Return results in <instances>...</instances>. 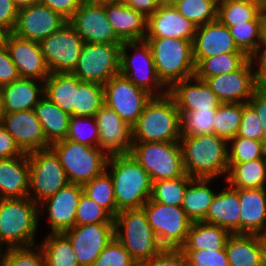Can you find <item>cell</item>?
I'll return each mask as SVG.
<instances>
[{
	"label": "cell",
	"mask_w": 266,
	"mask_h": 266,
	"mask_svg": "<svg viewBox=\"0 0 266 266\" xmlns=\"http://www.w3.org/2000/svg\"><path fill=\"white\" fill-rule=\"evenodd\" d=\"M185 173L191 178L215 179L227 176L228 141L215 134L182 136Z\"/></svg>",
	"instance_id": "6da1fadb"
},
{
	"label": "cell",
	"mask_w": 266,
	"mask_h": 266,
	"mask_svg": "<svg viewBox=\"0 0 266 266\" xmlns=\"http://www.w3.org/2000/svg\"><path fill=\"white\" fill-rule=\"evenodd\" d=\"M106 171L112 177L118 211L142 208L150 199L152 182L148 172L130 153L110 155Z\"/></svg>",
	"instance_id": "7a4b0ae2"
},
{
	"label": "cell",
	"mask_w": 266,
	"mask_h": 266,
	"mask_svg": "<svg viewBox=\"0 0 266 266\" xmlns=\"http://www.w3.org/2000/svg\"><path fill=\"white\" fill-rule=\"evenodd\" d=\"M181 114L169 95L152 97L132 126L133 142H180Z\"/></svg>",
	"instance_id": "3957f363"
},
{
	"label": "cell",
	"mask_w": 266,
	"mask_h": 266,
	"mask_svg": "<svg viewBox=\"0 0 266 266\" xmlns=\"http://www.w3.org/2000/svg\"><path fill=\"white\" fill-rule=\"evenodd\" d=\"M38 219L39 205L30 197L0 199V249L38 245Z\"/></svg>",
	"instance_id": "277c9868"
},
{
	"label": "cell",
	"mask_w": 266,
	"mask_h": 266,
	"mask_svg": "<svg viewBox=\"0 0 266 266\" xmlns=\"http://www.w3.org/2000/svg\"><path fill=\"white\" fill-rule=\"evenodd\" d=\"M149 44L156 72L169 89L176 82L195 76L193 40L145 37Z\"/></svg>",
	"instance_id": "5b68a950"
},
{
	"label": "cell",
	"mask_w": 266,
	"mask_h": 266,
	"mask_svg": "<svg viewBox=\"0 0 266 266\" xmlns=\"http://www.w3.org/2000/svg\"><path fill=\"white\" fill-rule=\"evenodd\" d=\"M114 237L137 264L149 261L164 249L143 208L119 211L114 217Z\"/></svg>",
	"instance_id": "8992f818"
},
{
	"label": "cell",
	"mask_w": 266,
	"mask_h": 266,
	"mask_svg": "<svg viewBox=\"0 0 266 266\" xmlns=\"http://www.w3.org/2000/svg\"><path fill=\"white\" fill-rule=\"evenodd\" d=\"M50 148L58 156L69 183L83 186L106 171L110 155L104 149L68 139L54 142Z\"/></svg>",
	"instance_id": "52a82bcc"
},
{
	"label": "cell",
	"mask_w": 266,
	"mask_h": 266,
	"mask_svg": "<svg viewBox=\"0 0 266 266\" xmlns=\"http://www.w3.org/2000/svg\"><path fill=\"white\" fill-rule=\"evenodd\" d=\"M130 154L148 172L151 182L185 174L180 142H133Z\"/></svg>",
	"instance_id": "ba28073f"
},
{
	"label": "cell",
	"mask_w": 266,
	"mask_h": 266,
	"mask_svg": "<svg viewBox=\"0 0 266 266\" xmlns=\"http://www.w3.org/2000/svg\"><path fill=\"white\" fill-rule=\"evenodd\" d=\"M127 49H133L134 53L129 55ZM119 73L152 97L168 94V88L158 78L152 51L146 40L125 41L121 44Z\"/></svg>",
	"instance_id": "9c48e42d"
},
{
	"label": "cell",
	"mask_w": 266,
	"mask_h": 266,
	"mask_svg": "<svg viewBox=\"0 0 266 266\" xmlns=\"http://www.w3.org/2000/svg\"><path fill=\"white\" fill-rule=\"evenodd\" d=\"M29 157V197L39 205L69 184L60 160L51 148L35 150Z\"/></svg>",
	"instance_id": "30bf717a"
},
{
	"label": "cell",
	"mask_w": 266,
	"mask_h": 266,
	"mask_svg": "<svg viewBox=\"0 0 266 266\" xmlns=\"http://www.w3.org/2000/svg\"><path fill=\"white\" fill-rule=\"evenodd\" d=\"M142 208L160 245L164 249H180L192 224L184 209L181 206L167 205L151 199Z\"/></svg>",
	"instance_id": "8fae6325"
},
{
	"label": "cell",
	"mask_w": 266,
	"mask_h": 266,
	"mask_svg": "<svg viewBox=\"0 0 266 266\" xmlns=\"http://www.w3.org/2000/svg\"><path fill=\"white\" fill-rule=\"evenodd\" d=\"M120 49L121 44L84 43L71 73L81 81L104 85L120 72Z\"/></svg>",
	"instance_id": "7c38bea8"
},
{
	"label": "cell",
	"mask_w": 266,
	"mask_h": 266,
	"mask_svg": "<svg viewBox=\"0 0 266 266\" xmlns=\"http://www.w3.org/2000/svg\"><path fill=\"white\" fill-rule=\"evenodd\" d=\"M39 44L50 73H71L77 65L84 41L68 21Z\"/></svg>",
	"instance_id": "4fadbf2b"
},
{
	"label": "cell",
	"mask_w": 266,
	"mask_h": 266,
	"mask_svg": "<svg viewBox=\"0 0 266 266\" xmlns=\"http://www.w3.org/2000/svg\"><path fill=\"white\" fill-rule=\"evenodd\" d=\"M104 104L113 109L131 127L137 122L152 96L120 73L104 85Z\"/></svg>",
	"instance_id": "5bb4252c"
},
{
	"label": "cell",
	"mask_w": 266,
	"mask_h": 266,
	"mask_svg": "<svg viewBox=\"0 0 266 266\" xmlns=\"http://www.w3.org/2000/svg\"><path fill=\"white\" fill-rule=\"evenodd\" d=\"M70 240L80 266H91L114 237V223L75 225L63 232Z\"/></svg>",
	"instance_id": "9a60e30c"
},
{
	"label": "cell",
	"mask_w": 266,
	"mask_h": 266,
	"mask_svg": "<svg viewBox=\"0 0 266 266\" xmlns=\"http://www.w3.org/2000/svg\"><path fill=\"white\" fill-rule=\"evenodd\" d=\"M84 43L122 44L116 36L105 11V5L82 1L69 20Z\"/></svg>",
	"instance_id": "2e32d148"
},
{
	"label": "cell",
	"mask_w": 266,
	"mask_h": 266,
	"mask_svg": "<svg viewBox=\"0 0 266 266\" xmlns=\"http://www.w3.org/2000/svg\"><path fill=\"white\" fill-rule=\"evenodd\" d=\"M68 22L61 14L37 2L18 11L16 36L40 43Z\"/></svg>",
	"instance_id": "e0dca14e"
},
{
	"label": "cell",
	"mask_w": 266,
	"mask_h": 266,
	"mask_svg": "<svg viewBox=\"0 0 266 266\" xmlns=\"http://www.w3.org/2000/svg\"><path fill=\"white\" fill-rule=\"evenodd\" d=\"M205 82L222 103H247L256 90L254 63L249 58L236 71L207 78Z\"/></svg>",
	"instance_id": "ac0fdd59"
},
{
	"label": "cell",
	"mask_w": 266,
	"mask_h": 266,
	"mask_svg": "<svg viewBox=\"0 0 266 266\" xmlns=\"http://www.w3.org/2000/svg\"><path fill=\"white\" fill-rule=\"evenodd\" d=\"M0 123L24 153L50 148L34 110L4 113Z\"/></svg>",
	"instance_id": "d6986e66"
},
{
	"label": "cell",
	"mask_w": 266,
	"mask_h": 266,
	"mask_svg": "<svg viewBox=\"0 0 266 266\" xmlns=\"http://www.w3.org/2000/svg\"><path fill=\"white\" fill-rule=\"evenodd\" d=\"M82 193L81 185L69 183L39 204V215L47 206L51 233H63L75 226L76 210Z\"/></svg>",
	"instance_id": "ffe728a7"
},
{
	"label": "cell",
	"mask_w": 266,
	"mask_h": 266,
	"mask_svg": "<svg viewBox=\"0 0 266 266\" xmlns=\"http://www.w3.org/2000/svg\"><path fill=\"white\" fill-rule=\"evenodd\" d=\"M94 117L99 129L98 147L109 155L130 153L133 144L132 127L105 104Z\"/></svg>",
	"instance_id": "44dd1931"
},
{
	"label": "cell",
	"mask_w": 266,
	"mask_h": 266,
	"mask_svg": "<svg viewBox=\"0 0 266 266\" xmlns=\"http://www.w3.org/2000/svg\"><path fill=\"white\" fill-rule=\"evenodd\" d=\"M5 47L21 78L45 81L50 75L38 42L20 38L11 32Z\"/></svg>",
	"instance_id": "7402d4cb"
},
{
	"label": "cell",
	"mask_w": 266,
	"mask_h": 266,
	"mask_svg": "<svg viewBox=\"0 0 266 266\" xmlns=\"http://www.w3.org/2000/svg\"><path fill=\"white\" fill-rule=\"evenodd\" d=\"M241 51L227 26L218 19L196 27L193 39V57L197 66L203 59L223 53Z\"/></svg>",
	"instance_id": "603a6c76"
},
{
	"label": "cell",
	"mask_w": 266,
	"mask_h": 266,
	"mask_svg": "<svg viewBox=\"0 0 266 266\" xmlns=\"http://www.w3.org/2000/svg\"><path fill=\"white\" fill-rule=\"evenodd\" d=\"M168 94L179 111L217 109L222 104L208 84L196 76L176 82L168 89Z\"/></svg>",
	"instance_id": "cb8c5ba5"
},
{
	"label": "cell",
	"mask_w": 266,
	"mask_h": 266,
	"mask_svg": "<svg viewBox=\"0 0 266 266\" xmlns=\"http://www.w3.org/2000/svg\"><path fill=\"white\" fill-rule=\"evenodd\" d=\"M196 26L173 5H160L147 18L146 37L180 38L193 40Z\"/></svg>",
	"instance_id": "d4e9b609"
},
{
	"label": "cell",
	"mask_w": 266,
	"mask_h": 266,
	"mask_svg": "<svg viewBox=\"0 0 266 266\" xmlns=\"http://www.w3.org/2000/svg\"><path fill=\"white\" fill-rule=\"evenodd\" d=\"M28 153L0 159V199L29 197Z\"/></svg>",
	"instance_id": "484cf974"
},
{
	"label": "cell",
	"mask_w": 266,
	"mask_h": 266,
	"mask_svg": "<svg viewBox=\"0 0 266 266\" xmlns=\"http://www.w3.org/2000/svg\"><path fill=\"white\" fill-rule=\"evenodd\" d=\"M228 188V189H227ZM239 189L231 186L217 192L202 222L217 225L230 234H240Z\"/></svg>",
	"instance_id": "4316f807"
},
{
	"label": "cell",
	"mask_w": 266,
	"mask_h": 266,
	"mask_svg": "<svg viewBox=\"0 0 266 266\" xmlns=\"http://www.w3.org/2000/svg\"><path fill=\"white\" fill-rule=\"evenodd\" d=\"M240 234L265 235L266 188L239 189Z\"/></svg>",
	"instance_id": "83f0119b"
},
{
	"label": "cell",
	"mask_w": 266,
	"mask_h": 266,
	"mask_svg": "<svg viewBox=\"0 0 266 266\" xmlns=\"http://www.w3.org/2000/svg\"><path fill=\"white\" fill-rule=\"evenodd\" d=\"M106 16L116 36L122 41L145 40L147 34V18L123 1L105 5Z\"/></svg>",
	"instance_id": "f1b7e54d"
},
{
	"label": "cell",
	"mask_w": 266,
	"mask_h": 266,
	"mask_svg": "<svg viewBox=\"0 0 266 266\" xmlns=\"http://www.w3.org/2000/svg\"><path fill=\"white\" fill-rule=\"evenodd\" d=\"M1 88L4 113L33 110L44 97V81L42 80L20 78Z\"/></svg>",
	"instance_id": "f546056e"
},
{
	"label": "cell",
	"mask_w": 266,
	"mask_h": 266,
	"mask_svg": "<svg viewBox=\"0 0 266 266\" xmlns=\"http://www.w3.org/2000/svg\"><path fill=\"white\" fill-rule=\"evenodd\" d=\"M229 266H263L262 236L230 234L225 243Z\"/></svg>",
	"instance_id": "4dcf8cb0"
},
{
	"label": "cell",
	"mask_w": 266,
	"mask_h": 266,
	"mask_svg": "<svg viewBox=\"0 0 266 266\" xmlns=\"http://www.w3.org/2000/svg\"><path fill=\"white\" fill-rule=\"evenodd\" d=\"M33 110L42 125L46 141L50 145L66 139L71 117L69 113L63 111L45 96L37 103Z\"/></svg>",
	"instance_id": "1f68e13d"
},
{
	"label": "cell",
	"mask_w": 266,
	"mask_h": 266,
	"mask_svg": "<svg viewBox=\"0 0 266 266\" xmlns=\"http://www.w3.org/2000/svg\"><path fill=\"white\" fill-rule=\"evenodd\" d=\"M82 82L70 72L50 73L44 81V96L72 116L75 89Z\"/></svg>",
	"instance_id": "d6a6232c"
},
{
	"label": "cell",
	"mask_w": 266,
	"mask_h": 266,
	"mask_svg": "<svg viewBox=\"0 0 266 266\" xmlns=\"http://www.w3.org/2000/svg\"><path fill=\"white\" fill-rule=\"evenodd\" d=\"M212 180L214 179L193 178L186 188L181 207L192 222H201L206 217L216 194L209 187Z\"/></svg>",
	"instance_id": "836d02e7"
},
{
	"label": "cell",
	"mask_w": 266,
	"mask_h": 266,
	"mask_svg": "<svg viewBox=\"0 0 266 266\" xmlns=\"http://www.w3.org/2000/svg\"><path fill=\"white\" fill-rule=\"evenodd\" d=\"M230 233L217 225L205 222H192L185 243L180 250H216L225 247Z\"/></svg>",
	"instance_id": "e575fe53"
},
{
	"label": "cell",
	"mask_w": 266,
	"mask_h": 266,
	"mask_svg": "<svg viewBox=\"0 0 266 266\" xmlns=\"http://www.w3.org/2000/svg\"><path fill=\"white\" fill-rule=\"evenodd\" d=\"M225 181L238 189L266 188V159H255L240 164H228Z\"/></svg>",
	"instance_id": "d590c367"
},
{
	"label": "cell",
	"mask_w": 266,
	"mask_h": 266,
	"mask_svg": "<svg viewBox=\"0 0 266 266\" xmlns=\"http://www.w3.org/2000/svg\"><path fill=\"white\" fill-rule=\"evenodd\" d=\"M265 7L262 0H219L217 19L229 28L253 20Z\"/></svg>",
	"instance_id": "8d00e7d4"
},
{
	"label": "cell",
	"mask_w": 266,
	"mask_h": 266,
	"mask_svg": "<svg viewBox=\"0 0 266 266\" xmlns=\"http://www.w3.org/2000/svg\"><path fill=\"white\" fill-rule=\"evenodd\" d=\"M41 245L46 266H80L69 238L64 233H49Z\"/></svg>",
	"instance_id": "74e56055"
},
{
	"label": "cell",
	"mask_w": 266,
	"mask_h": 266,
	"mask_svg": "<svg viewBox=\"0 0 266 266\" xmlns=\"http://www.w3.org/2000/svg\"><path fill=\"white\" fill-rule=\"evenodd\" d=\"M249 57L244 52H230L203 59L195 70L198 79L206 80L239 69Z\"/></svg>",
	"instance_id": "f35d334b"
},
{
	"label": "cell",
	"mask_w": 266,
	"mask_h": 266,
	"mask_svg": "<svg viewBox=\"0 0 266 266\" xmlns=\"http://www.w3.org/2000/svg\"><path fill=\"white\" fill-rule=\"evenodd\" d=\"M104 105L103 85L95 82H82L75 89L72 116L90 117Z\"/></svg>",
	"instance_id": "ab89813d"
},
{
	"label": "cell",
	"mask_w": 266,
	"mask_h": 266,
	"mask_svg": "<svg viewBox=\"0 0 266 266\" xmlns=\"http://www.w3.org/2000/svg\"><path fill=\"white\" fill-rule=\"evenodd\" d=\"M263 16L264 9L253 20L229 27L237 47L249 58L258 54Z\"/></svg>",
	"instance_id": "60d3db41"
},
{
	"label": "cell",
	"mask_w": 266,
	"mask_h": 266,
	"mask_svg": "<svg viewBox=\"0 0 266 266\" xmlns=\"http://www.w3.org/2000/svg\"><path fill=\"white\" fill-rule=\"evenodd\" d=\"M246 103H222L213 119V134L229 141L238 133Z\"/></svg>",
	"instance_id": "b9f144b4"
},
{
	"label": "cell",
	"mask_w": 266,
	"mask_h": 266,
	"mask_svg": "<svg viewBox=\"0 0 266 266\" xmlns=\"http://www.w3.org/2000/svg\"><path fill=\"white\" fill-rule=\"evenodd\" d=\"M192 179L185 173L178 178L152 182L150 199L167 205L182 206L186 188Z\"/></svg>",
	"instance_id": "7bdbcfd3"
},
{
	"label": "cell",
	"mask_w": 266,
	"mask_h": 266,
	"mask_svg": "<svg viewBox=\"0 0 266 266\" xmlns=\"http://www.w3.org/2000/svg\"><path fill=\"white\" fill-rule=\"evenodd\" d=\"M83 193L106 209L113 217L119 212L116 207L112 177L105 171L83 186Z\"/></svg>",
	"instance_id": "ee69618b"
},
{
	"label": "cell",
	"mask_w": 266,
	"mask_h": 266,
	"mask_svg": "<svg viewBox=\"0 0 266 266\" xmlns=\"http://www.w3.org/2000/svg\"><path fill=\"white\" fill-rule=\"evenodd\" d=\"M219 0H179L173 6L196 27L217 20Z\"/></svg>",
	"instance_id": "f6af8a7d"
},
{
	"label": "cell",
	"mask_w": 266,
	"mask_h": 266,
	"mask_svg": "<svg viewBox=\"0 0 266 266\" xmlns=\"http://www.w3.org/2000/svg\"><path fill=\"white\" fill-rule=\"evenodd\" d=\"M228 164H240L266 159V142L235 136L228 141ZM230 149V150H229Z\"/></svg>",
	"instance_id": "bcb514c9"
},
{
	"label": "cell",
	"mask_w": 266,
	"mask_h": 266,
	"mask_svg": "<svg viewBox=\"0 0 266 266\" xmlns=\"http://www.w3.org/2000/svg\"><path fill=\"white\" fill-rule=\"evenodd\" d=\"M216 109L180 111L182 136L213 134Z\"/></svg>",
	"instance_id": "7dc6e473"
},
{
	"label": "cell",
	"mask_w": 266,
	"mask_h": 266,
	"mask_svg": "<svg viewBox=\"0 0 266 266\" xmlns=\"http://www.w3.org/2000/svg\"><path fill=\"white\" fill-rule=\"evenodd\" d=\"M66 139L87 146L98 147L99 129L95 117L71 116Z\"/></svg>",
	"instance_id": "c3c4849f"
},
{
	"label": "cell",
	"mask_w": 266,
	"mask_h": 266,
	"mask_svg": "<svg viewBox=\"0 0 266 266\" xmlns=\"http://www.w3.org/2000/svg\"><path fill=\"white\" fill-rule=\"evenodd\" d=\"M37 247V248H36ZM3 266H46L44 253L39 246L6 248Z\"/></svg>",
	"instance_id": "681fc988"
},
{
	"label": "cell",
	"mask_w": 266,
	"mask_h": 266,
	"mask_svg": "<svg viewBox=\"0 0 266 266\" xmlns=\"http://www.w3.org/2000/svg\"><path fill=\"white\" fill-rule=\"evenodd\" d=\"M114 223V217L103 207L82 193L76 210L75 225Z\"/></svg>",
	"instance_id": "f907efd6"
},
{
	"label": "cell",
	"mask_w": 266,
	"mask_h": 266,
	"mask_svg": "<svg viewBox=\"0 0 266 266\" xmlns=\"http://www.w3.org/2000/svg\"><path fill=\"white\" fill-rule=\"evenodd\" d=\"M91 266H137L129 252L113 237Z\"/></svg>",
	"instance_id": "816d5d0a"
},
{
	"label": "cell",
	"mask_w": 266,
	"mask_h": 266,
	"mask_svg": "<svg viewBox=\"0 0 266 266\" xmlns=\"http://www.w3.org/2000/svg\"><path fill=\"white\" fill-rule=\"evenodd\" d=\"M188 266H229L225 247L220 250H181Z\"/></svg>",
	"instance_id": "f5cc1de1"
},
{
	"label": "cell",
	"mask_w": 266,
	"mask_h": 266,
	"mask_svg": "<svg viewBox=\"0 0 266 266\" xmlns=\"http://www.w3.org/2000/svg\"><path fill=\"white\" fill-rule=\"evenodd\" d=\"M262 126L256 111L246 103L243 106V114L237 136L250 140L264 141Z\"/></svg>",
	"instance_id": "db71d44e"
},
{
	"label": "cell",
	"mask_w": 266,
	"mask_h": 266,
	"mask_svg": "<svg viewBox=\"0 0 266 266\" xmlns=\"http://www.w3.org/2000/svg\"><path fill=\"white\" fill-rule=\"evenodd\" d=\"M137 266H188L185 254L180 249H163L149 261Z\"/></svg>",
	"instance_id": "11a10c76"
},
{
	"label": "cell",
	"mask_w": 266,
	"mask_h": 266,
	"mask_svg": "<svg viewBox=\"0 0 266 266\" xmlns=\"http://www.w3.org/2000/svg\"><path fill=\"white\" fill-rule=\"evenodd\" d=\"M20 78L17 67L11 60L6 47L0 48V87Z\"/></svg>",
	"instance_id": "9f6ffc18"
},
{
	"label": "cell",
	"mask_w": 266,
	"mask_h": 266,
	"mask_svg": "<svg viewBox=\"0 0 266 266\" xmlns=\"http://www.w3.org/2000/svg\"><path fill=\"white\" fill-rule=\"evenodd\" d=\"M83 0H38L42 5L58 12L68 21L74 16Z\"/></svg>",
	"instance_id": "6f0895ef"
},
{
	"label": "cell",
	"mask_w": 266,
	"mask_h": 266,
	"mask_svg": "<svg viewBox=\"0 0 266 266\" xmlns=\"http://www.w3.org/2000/svg\"><path fill=\"white\" fill-rule=\"evenodd\" d=\"M18 11L13 0H0V25L10 33L16 26Z\"/></svg>",
	"instance_id": "680465c9"
},
{
	"label": "cell",
	"mask_w": 266,
	"mask_h": 266,
	"mask_svg": "<svg viewBox=\"0 0 266 266\" xmlns=\"http://www.w3.org/2000/svg\"><path fill=\"white\" fill-rule=\"evenodd\" d=\"M23 154L24 152L19 148L14 138L9 135L0 123V159L12 158Z\"/></svg>",
	"instance_id": "91938a15"
},
{
	"label": "cell",
	"mask_w": 266,
	"mask_h": 266,
	"mask_svg": "<svg viewBox=\"0 0 266 266\" xmlns=\"http://www.w3.org/2000/svg\"><path fill=\"white\" fill-rule=\"evenodd\" d=\"M247 103L256 111L263 125L264 142H266V93L255 90Z\"/></svg>",
	"instance_id": "94428289"
},
{
	"label": "cell",
	"mask_w": 266,
	"mask_h": 266,
	"mask_svg": "<svg viewBox=\"0 0 266 266\" xmlns=\"http://www.w3.org/2000/svg\"><path fill=\"white\" fill-rule=\"evenodd\" d=\"M255 66V89L266 93V54H255L251 57Z\"/></svg>",
	"instance_id": "6125c7cd"
},
{
	"label": "cell",
	"mask_w": 266,
	"mask_h": 266,
	"mask_svg": "<svg viewBox=\"0 0 266 266\" xmlns=\"http://www.w3.org/2000/svg\"><path fill=\"white\" fill-rule=\"evenodd\" d=\"M123 2L133 10L142 13L146 18L161 5L160 0H123Z\"/></svg>",
	"instance_id": "be15d7a7"
},
{
	"label": "cell",
	"mask_w": 266,
	"mask_h": 266,
	"mask_svg": "<svg viewBox=\"0 0 266 266\" xmlns=\"http://www.w3.org/2000/svg\"><path fill=\"white\" fill-rule=\"evenodd\" d=\"M258 54H266V7L264 8V16L261 26V42L259 45Z\"/></svg>",
	"instance_id": "e7e4bbea"
},
{
	"label": "cell",
	"mask_w": 266,
	"mask_h": 266,
	"mask_svg": "<svg viewBox=\"0 0 266 266\" xmlns=\"http://www.w3.org/2000/svg\"><path fill=\"white\" fill-rule=\"evenodd\" d=\"M37 2H38V0H13V3L18 10L27 8V7H29L32 4H35Z\"/></svg>",
	"instance_id": "03108f58"
},
{
	"label": "cell",
	"mask_w": 266,
	"mask_h": 266,
	"mask_svg": "<svg viewBox=\"0 0 266 266\" xmlns=\"http://www.w3.org/2000/svg\"><path fill=\"white\" fill-rule=\"evenodd\" d=\"M10 32L3 26L0 25V48L6 46L7 38Z\"/></svg>",
	"instance_id": "003e7915"
},
{
	"label": "cell",
	"mask_w": 266,
	"mask_h": 266,
	"mask_svg": "<svg viewBox=\"0 0 266 266\" xmlns=\"http://www.w3.org/2000/svg\"><path fill=\"white\" fill-rule=\"evenodd\" d=\"M89 3L96 4V5H110V4H117L122 2L123 0H85Z\"/></svg>",
	"instance_id": "a7ac6f4b"
},
{
	"label": "cell",
	"mask_w": 266,
	"mask_h": 266,
	"mask_svg": "<svg viewBox=\"0 0 266 266\" xmlns=\"http://www.w3.org/2000/svg\"><path fill=\"white\" fill-rule=\"evenodd\" d=\"M262 245H263V266H266V234L262 235Z\"/></svg>",
	"instance_id": "89a4df30"
},
{
	"label": "cell",
	"mask_w": 266,
	"mask_h": 266,
	"mask_svg": "<svg viewBox=\"0 0 266 266\" xmlns=\"http://www.w3.org/2000/svg\"><path fill=\"white\" fill-rule=\"evenodd\" d=\"M4 115V105H3V94L2 88L0 87V120Z\"/></svg>",
	"instance_id": "2644e50d"
},
{
	"label": "cell",
	"mask_w": 266,
	"mask_h": 266,
	"mask_svg": "<svg viewBox=\"0 0 266 266\" xmlns=\"http://www.w3.org/2000/svg\"><path fill=\"white\" fill-rule=\"evenodd\" d=\"M179 0H160L161 5H174Z\"/></svg>",
	"instance_id": "8c879c8a"
},
{
	"label": "cell",
	"mask_w": 266,
	"mask_h": 266,
	"mask_svg": "<svg viewBox=\"0 0 266 266\" xmlns=\"http://www.w3.org/2000/svg\"><path fill=\"white\" fill-rule=\"evenodd\" d=\"M3 251L0 250V266H3Z\"/></svg>",
	"instance_id": "753ad0ef"
}]
</instances>
